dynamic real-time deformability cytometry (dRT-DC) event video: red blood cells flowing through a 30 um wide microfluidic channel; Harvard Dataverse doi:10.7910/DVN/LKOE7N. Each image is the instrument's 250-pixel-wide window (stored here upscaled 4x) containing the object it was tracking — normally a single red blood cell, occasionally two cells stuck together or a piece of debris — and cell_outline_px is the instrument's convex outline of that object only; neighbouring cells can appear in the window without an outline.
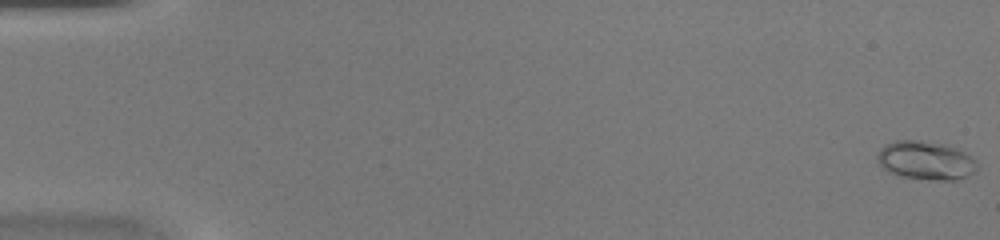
{"species": "common noctule bat (a hibernating species)", "species_latin": "Nyctalus noctula", "temperature_condition": "warm", "stored_images_in_passage": 47, "camera_frame_rate_fps": 3000, "um_per_image_px": 0.085, "animal": {"sex": "female", "body_mass_g": 20.0, "forearm_length_mm": 54.0}, "frame": {"image": 1, "passage_image": 1, "time_ms": 0.0, "image_size_px": [1000, 240], "cell_outline_px": [[980, 168], [976, 172], [968, 176], [956, 180], [932, 180], [900, 176], [884, 168], [880, 164], [876, 156], [880, 148], [884, 144], [896, 140], [920, 140], [944, 144], [956, 148], [972, 156], [976, 160]], "centroid_in_image_um": [78.74, 13.63], "position_along_channel_um": 6.3, "area_um2": 22.72}}
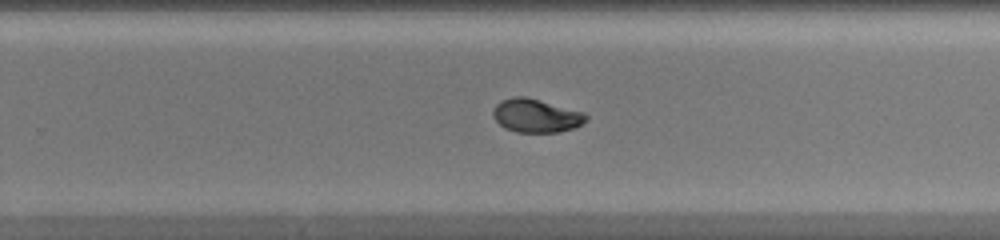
{"frame": {"image": 2, "passage_image": 31, "time_ms": 10.0, "image_size_px": [1000, 240], "cell_outline_px": [[588, 120], [572, 128], [560, 132], [516, 132], [504, 128], [492, 116], [492, 112], [496, 104], [500, 100], [512, 96], [524, 96], [584, 112], [588, 116]], "centroid_in_image_um": [45.54, 9.83], "position_along_channel_um": 284.3, "area_um2": 18.15}}
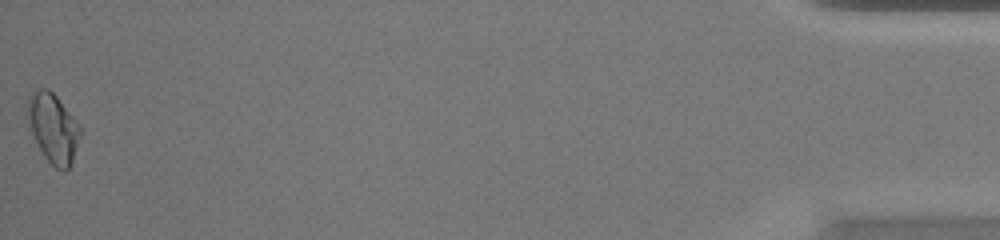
{"frame": {"image": 3, "passage_image": 47, "time_ms": 15.333, "image_size_px": [1000, 240], "cell_outline_px": [[84, 132], [72, 160], [68, 168], [64, 172], [56, 168], [44, 156], [28, 128], [28, 96], [32, 88], [48, 88], [56, 96]], "centroid_in_image_um": [4.51, 10.87], "position_along_channel_um": 430.7, "area_um2": 21.39}}